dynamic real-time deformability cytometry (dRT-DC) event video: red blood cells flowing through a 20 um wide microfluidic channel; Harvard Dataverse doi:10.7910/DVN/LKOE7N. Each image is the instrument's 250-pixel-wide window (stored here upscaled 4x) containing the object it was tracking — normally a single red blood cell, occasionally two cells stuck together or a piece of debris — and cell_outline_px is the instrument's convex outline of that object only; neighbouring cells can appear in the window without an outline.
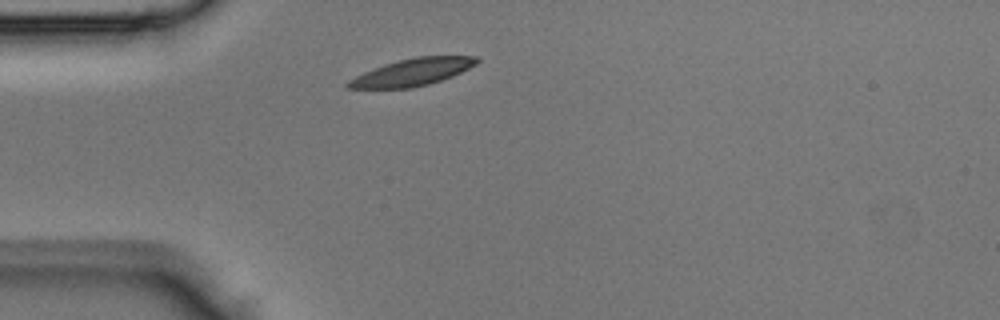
{"species": "Egyptian fruit bat (a non-hibernating species)", "species_latin": "Rousettus aegyptiacus", "temperature_condition": "room temperature", "stored_images_in_passage": 1, "camera_frame_rate_fps": 3000, "um_per_image_px": 0.085, "animal": {"sex": "male"}, "frame": {"image": 1, "passage_image": 1, "time_ms": 0.0, "image_size_px": [1000, 320], "cell_outline_px": [[480, 60], [476, 64], [452, 76], [428, 84], [412, 88], [344, 88], [344, 84], [348, 80], [372, 68], [384, 64], [416, 56], [476, 56]], "centroid_in_image_um": [35.01, 6.13], "position_along_channel_um": 50.0, "area_um2": 20.23}}